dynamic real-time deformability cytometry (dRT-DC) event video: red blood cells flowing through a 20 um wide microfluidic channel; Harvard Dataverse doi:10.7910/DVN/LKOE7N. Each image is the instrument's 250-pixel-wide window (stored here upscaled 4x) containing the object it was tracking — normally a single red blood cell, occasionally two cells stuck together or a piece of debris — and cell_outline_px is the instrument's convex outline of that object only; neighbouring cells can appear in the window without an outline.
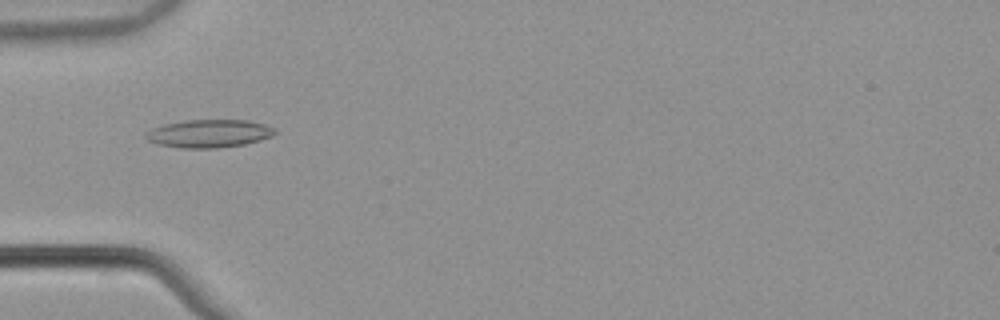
{"species": "common noctule bat (a hibernating species)", "species_latin": "Nyctalus noctula", "temperature_condition": "warm", "stored_images_in_passage": 21, "camera_frame_rate_fps": 3000, "um_per_image_px": 0.085, "animal": {"sex": "male", "body_mass_g": 21.5, "forearm_length_mm": 52.0}, "frame": {"image": 1, "passage_image": 18, "time_ms": 5.667, "image_size_px": [1000, 320], "cell_outline_px": [[276, 132], [272, 136], [260, 140], [244, 144], [216, 148], [180, 148], [156, 144], [148, 140], [144, 136], [152, 128], [164, 124], [184, 120], [248, 120], [264, 124], [276, 128]], "centroid_in_image_um": [17.77, 11.35], "position_along_channel_um": 67.2, "area_um2": 21.1}}